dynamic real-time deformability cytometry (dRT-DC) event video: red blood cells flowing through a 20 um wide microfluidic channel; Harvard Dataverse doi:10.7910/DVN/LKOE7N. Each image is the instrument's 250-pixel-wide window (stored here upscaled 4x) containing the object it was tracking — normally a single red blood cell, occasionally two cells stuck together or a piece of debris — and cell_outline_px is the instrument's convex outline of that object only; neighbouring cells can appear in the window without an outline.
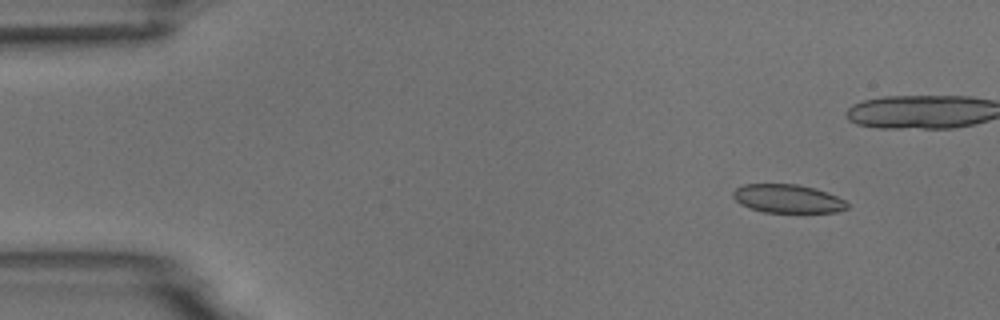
{"species": "common noctule bat (a hibernating species)", "species_latin": "Nyctalus noctula", "temperature_condition": "room temperature", "stored_images_in_passage": 3, "camera_frame_rate_fps": 3000, "um_per_image_px": 0.085, "animal": {"sex": "male", "body_mass_g": 18.8}, "frame": {"image": 1, "passage_image": 2, "time_ms": 1.333, "image_size_px": [1000, 320], "cell_outline_px": [[848, 208], [836, 212], [764, 212], [740, 204], [732, 196], [732, 192], [736, 188], [744, 184], [796, 184], [812, 188], [836, 196], [844, 200], [848, 204]], "centroid_in_image_um": [66.92, 16.89], "position_along_channel_um": 18.1, "area_um2": 18.67}}